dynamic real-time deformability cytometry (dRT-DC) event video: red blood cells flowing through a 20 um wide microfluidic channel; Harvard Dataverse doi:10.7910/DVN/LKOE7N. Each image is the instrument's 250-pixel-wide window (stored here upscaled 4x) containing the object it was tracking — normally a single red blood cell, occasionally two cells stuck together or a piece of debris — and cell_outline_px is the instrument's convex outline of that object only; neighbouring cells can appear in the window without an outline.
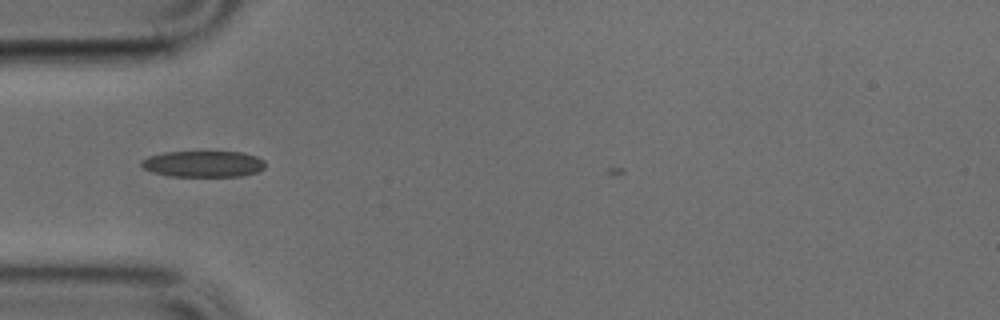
{"species": "common noctule bat (a hibernating species)", "species_latin": "Nyctalus noctula", "temperature_condition": "cold", "stored_images_in_passage": 5, "camera_frame_rate_fps": 3000, "um_per_image_px": 0.085, "animal": {"sex": "male", "body_mass_g": 17.9, "forearm_length_mm": 54.2}, "frame": {"image": 1, "passage_image": 2, "time_ms": 0.333, "image_size_px": [1000, 320], "cell_outline_px": [[264, 168], [260, 172], [240, 176], [172, 176], [152, 172], [144, 168], [140, 164], [140, 160], [148, 156], [164, 152], [244, 152], [256, 156], [264, 160]], "centroid_in_image_um": [17.29, 13.93], "position_along_channel_um": 67.7, "area_um2": 19.02}}